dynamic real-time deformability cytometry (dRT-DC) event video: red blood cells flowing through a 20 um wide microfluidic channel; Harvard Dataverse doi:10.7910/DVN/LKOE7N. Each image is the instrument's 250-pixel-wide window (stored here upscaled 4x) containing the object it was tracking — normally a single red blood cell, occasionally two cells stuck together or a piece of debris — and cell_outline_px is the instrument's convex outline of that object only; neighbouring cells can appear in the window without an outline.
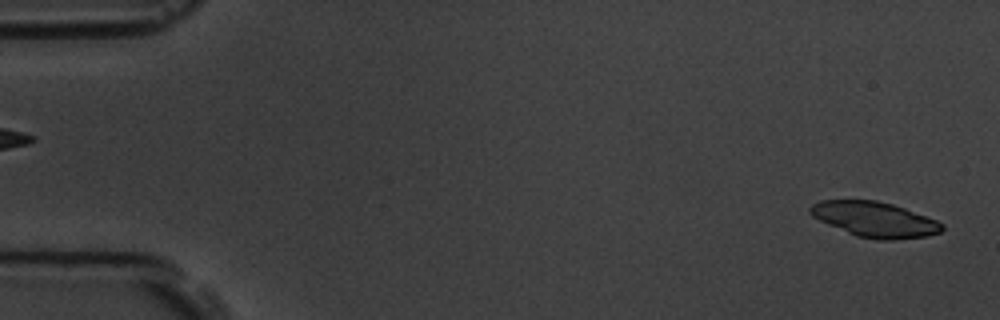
{"species": "common noctule bat (a hibernating species)", "species_latin": "Nyctalus noctula", "temperature_condition": "room temperature", "stored_images_in_passage": 6, "segment_of_instrument_passage": [2, 2], "camera_frame_rate_fps": 3000, "um_per_image_px": 0.085, "animal": {"sex": "male", "body_mass_g": 19.5, "forearm_length_mm": 54.6}, "frame": {"image": 1, "passage_image": 6, "time_ms": 5.667, "image_size_px": [1000, 320], "cell_outline_px": [[944, 228], [940, 232], [928, 236], [892, 240], [876, 240], [856, 236], [828, 224], [812, 216], [808, 212], [808, 208], [812, 204], [820, 200], [876, 200], [892, 204], [904, 208], [936, 220], [944, 224]], "centroid_in_image_um": [74.34, 18.65], "position_along_channel_um": 10.7, "area_um2": 27.05}}